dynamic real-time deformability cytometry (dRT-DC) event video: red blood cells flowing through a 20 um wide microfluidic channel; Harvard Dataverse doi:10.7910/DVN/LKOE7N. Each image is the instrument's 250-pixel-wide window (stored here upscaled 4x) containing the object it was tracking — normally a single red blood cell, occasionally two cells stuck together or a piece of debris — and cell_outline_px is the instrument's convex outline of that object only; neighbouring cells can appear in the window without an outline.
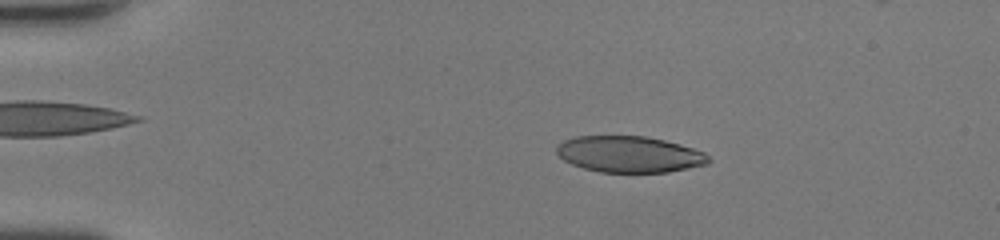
{"species": "human", "species_latin": "Homo sapiens", "temperature_condition": "room temperature", "stored_images_in_passage": 47, "camera_frame_rate_fps": 3000, "um_per_image_px": 0.085, "donor": {"sex": "female"}, "frame": {"image": 1, "passage_image": 9, "time_ms": 2.667, "image_size_px": [1000, 240], "cell_outline_px": [[712, 160], [708, 164], [668, 172], [600, 172], [584, 168], [572, 164], [564, 160], [556, 152], [556, 144], [564, 140], [576, 136], [644, 136], [664, 140], [680, 144], [704, 152]], "centroid_in_image_um": [53.49, 13.11], "position_along_channel_um": 31.5, "area_um2": 32.14}}
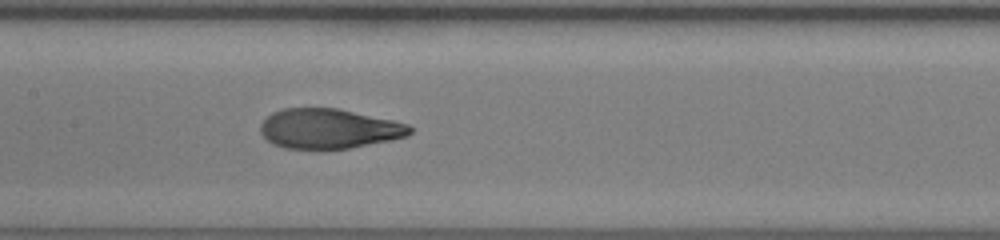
{"frame": {"image": 2, "passage_image": 24, "time_ms": 7.667, "image_size_px": [1000, 240], "cell_outline_px": [[412, 132], [408, 136], [392, 140], [348, 148], [284, 148], [272, 144], [260, 132], [260, 124], [272, 112], [284, 108], [336, 108], [392, 120], [408, 124], [412, 128]], "centroid_in_image_um": [27.95, 10.93], "position_along_channel_um": 179.4, "area_um2": 34.45}}
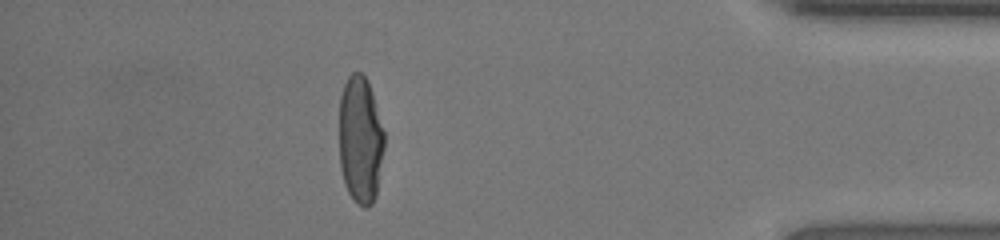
{"frame": {"image": 3, "passage_image": 42, "time_ms": 13.667, "image_size_px": [1000, 240], "cell_outline_px": [[384, 148], [376, 196], [372, 204], [368, 208], [364, 208], [356, 204], [348, 192], [344, 184], [340, 168], [340, 96], [344, 84], [348, 76], [352, 72], [360, 72], [368, 80], [372, 92], [384, 132]], "centroid_in_image_um": [30.63, 11.92], "position_along_channel_um": 404.6, "area_um2": 33.76}, "authors_computed_cell_mechanics": {"area_um2": 34.7956, "velocity_mm_per_s": 4.4035, "shape_relaxation_time_tau1_ms": 4.5803, "shape_relaxation_time_tau2_ms": 0.5952, "deformation_change_tau1": 0.2383, "deformation_change_tau2": 0.0621}}